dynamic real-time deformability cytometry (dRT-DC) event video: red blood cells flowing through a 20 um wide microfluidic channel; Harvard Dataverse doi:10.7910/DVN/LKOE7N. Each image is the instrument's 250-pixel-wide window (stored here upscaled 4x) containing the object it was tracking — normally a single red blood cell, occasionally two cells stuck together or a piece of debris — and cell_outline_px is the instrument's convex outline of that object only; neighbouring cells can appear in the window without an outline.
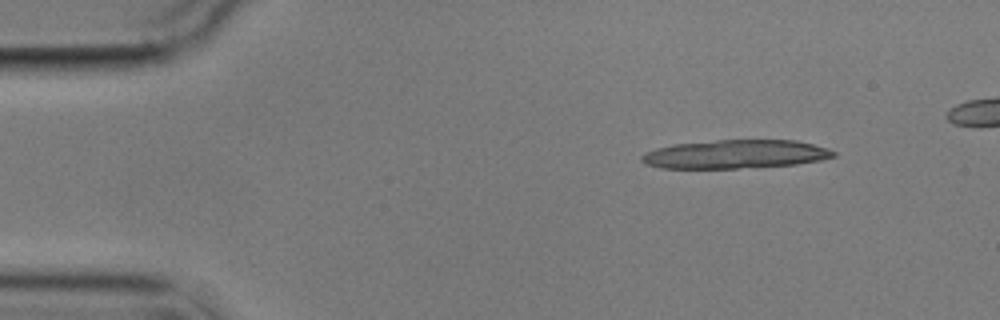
{"species": "common noctule bat (a hibernating species)", "species_latin": "Nyctalus noctula", "temperature_condition": "cold", "stored_images_in_passage": 4, "camera_frame_rate_fps": 3000, "um_per_image_px": 0.085, "animal": {"sex": "male", "body_mass_g": 17.9}, "frame": {"image": 1, "passage_image": 1, "time_ms": 0.0, "image_size_px": [1000, 320], "cell_outline_px": [[836, 156], [820, 160], [796, 164], [736, 168], [660, 168], [644, 164], [640, 160], [640, 156], [644, 152], [656, 148], [676, 144], [716, 140], [796, 140], [828, 148], [836, 152]], "centroid_in_image_um": [62.48, 13.1], "position_along_channel_um": 22.5, "area_um2": 31.96}}